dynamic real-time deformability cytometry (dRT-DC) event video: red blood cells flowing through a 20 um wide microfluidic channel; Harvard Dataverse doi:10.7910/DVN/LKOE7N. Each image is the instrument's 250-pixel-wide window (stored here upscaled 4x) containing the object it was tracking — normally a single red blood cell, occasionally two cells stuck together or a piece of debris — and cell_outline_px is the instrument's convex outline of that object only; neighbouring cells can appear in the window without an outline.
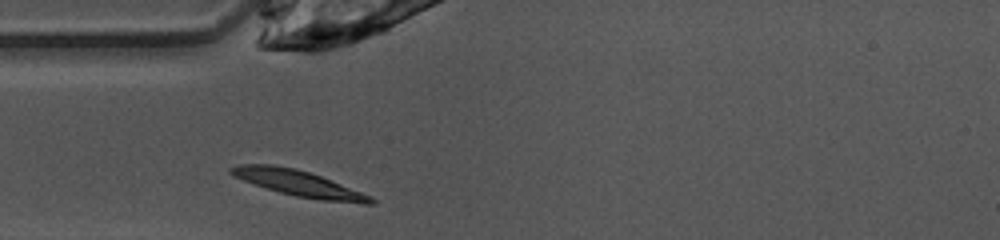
{"species": "common noctule bat (a hibernating species)", "species_latin": "Nyctalus noctula", "temperature_condition": "warm", "stored_images_in_passage": 27, "camera_frame_rate_fps": 3000, "um_per_image_px": 0.085, "animal": {"sex": "female", "body_mass_g": 10.0, "forearm_length_mm": 53.1}, "frame": {"image": 1, "passage_image": 1, "time_ms": 0.0, "image_size_px": [1000, 240], "cell_outline_px": [[376, 204], [364, 204], [320, 200], [296, 196], [280, 192], [244, 180], [228, 172], [228, 168], [240, 164], [272, 164], [296, 168], [320, 176], [372, 196], [376, 200]], "centroid_in_image_um": [25.43, 15.59], "position_along_channel_um": 59.6, "area_um2": 20.87}}
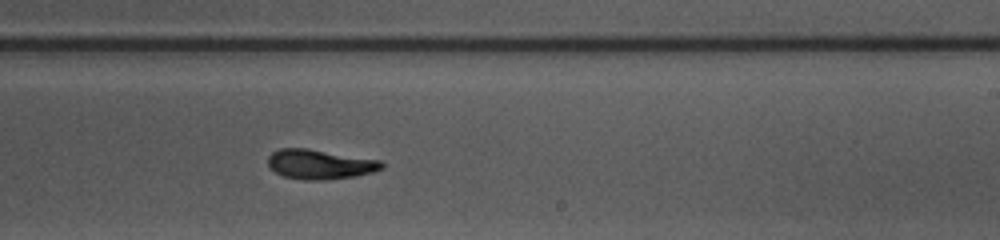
{"frame": {"image": 2, "passage_image": 16, "time_ms": 5.0, "image_size_px": [1000, 240], "cell_outline_px": [[384, 168], [372, 172], [356, 176], [324, 180], [304, 180], [284, 176], [276, 172], [268, 164], [268, 156], [272, 152], [280, 148], [308, 148], [380, 160], [384, 164]], "centroid_in_image_um": [27.2, 13.96], "position_along_channel_um": 261.8, "area_um2": 19.65}}
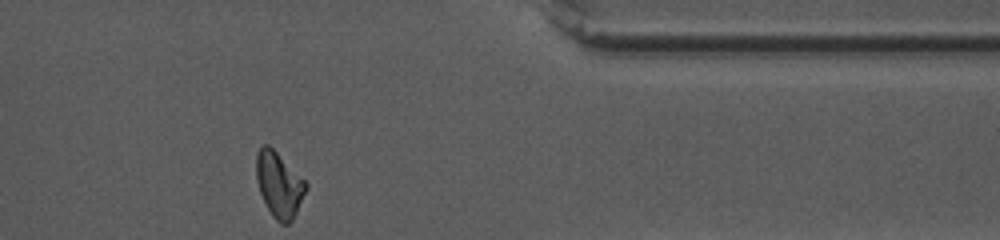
{"frame": {"image": 3, "passage_image": 27, "time_ms": 8.667, "image_size_px": [1000, 240], "cell_outline_px": [[308, 188], [292, 220], [288, 224], [280, 224], [272, 216], [260, 192], [256, 180], [256, 152], [260, 144], [268, 144], [308, 184]], "centroid_in_image_um": [23.7, 15.69], "position_along_channel_um": 387.7, "area_um2": 18.73}, "authors_computed_cell_mechanics": {"area_um2": 19.4786, "velocity_mm_per_s": 4.0408, "shape_relaxation_time_tau1_ms": 2.919, "shape_relaxation_time_tau2_ms": 3.5968, "deformation_change_tau1": 0.1476, "deformation_change_tau2": 0.096}}